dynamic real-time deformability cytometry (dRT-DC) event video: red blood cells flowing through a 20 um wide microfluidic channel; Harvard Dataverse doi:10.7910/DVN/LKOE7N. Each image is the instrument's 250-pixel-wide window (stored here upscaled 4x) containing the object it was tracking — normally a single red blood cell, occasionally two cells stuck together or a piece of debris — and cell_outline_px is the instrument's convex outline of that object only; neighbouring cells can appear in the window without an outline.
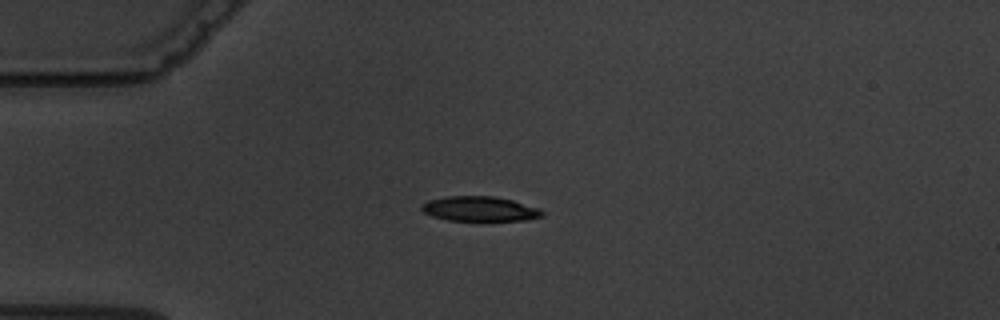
{"species": "common noctule bat (a hibernating species)", "species_latin": "Nyctalus noctula", "temperature_condition": "warm", "stored_images_in_passage": 3, "camera_frame_rate_fps": 3000, "um_per_image_px": 0.085, "animal": {"sex": "male", "body_mass_g": 19.5, "forearm_length_mm": 54.6}, "frame": {"image": 1, "passage_image": 1, "time_ms": 0.0, "image_size_px": [1000, 320], "cell_outline_px": [[544, 216], [528, 220], [448, 220], [432, 216], [424, 212], [420, 208], [420, 204], [428, 200], [444, 196], [492, 196], [512, 200], [540, 208], [544, 212]], "centroid_in_image_um": [40.77, 17.74], "position_along_channel_um": 44.2, "area_um2": 17.51}}
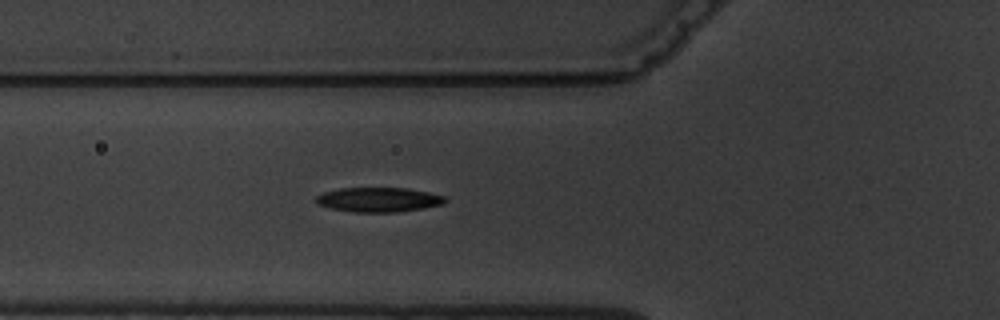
{"frame": {"image": 2, "passage_image": 3, "time_ms": 2.0, "image_size_px": [1000, 320], "cell_outline_px": [[448, 200], [444, 204], [396, 212], [352, 212], [332, 208], [316, 204], [316, 196], [324, 192], [340, 188], [408, 188], [428, 192], [444, 196]], "centroid_in_image_um": [32.18, 16.97], "position_along_channel_um": 93.6, "area_um2": 18.38}}